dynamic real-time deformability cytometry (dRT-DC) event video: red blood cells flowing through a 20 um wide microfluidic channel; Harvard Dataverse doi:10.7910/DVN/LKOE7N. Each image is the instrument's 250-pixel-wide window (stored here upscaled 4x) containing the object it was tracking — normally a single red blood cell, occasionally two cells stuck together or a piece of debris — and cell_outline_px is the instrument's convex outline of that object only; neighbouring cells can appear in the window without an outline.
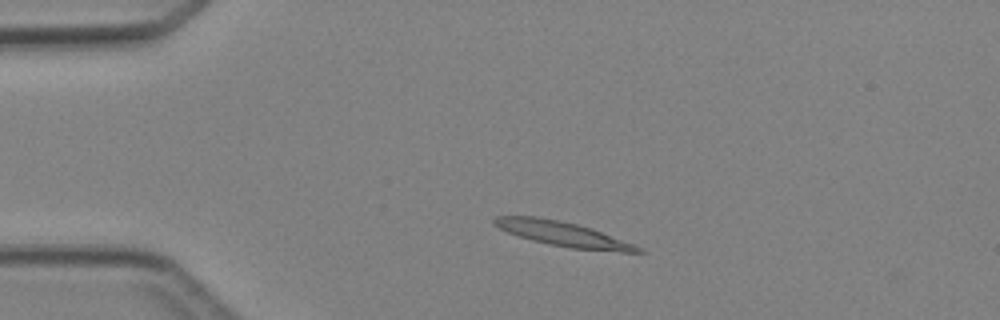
{"species": "Egyptian fruit bat (a non-hibernating species)", "species_latin": "Rousettus aegyptiacus", "temperature_condition": "cold", "stored_images_in_passage": 3, "camera_frame_rate_fps": 3000, "um_per_image_px": 0.085, "animal": {"sex": "female"}, "frame": {"image": 1, "passage_image": 2, "time_ms": 2.0, "image_size_px": [1000, 320], "cell_outline_px": [[644, 252], [620, 252], [572, 248], [532, 240], [508, 232], [492, 224], [492, 220], [496, 216], [536, 216], [560, 220], [592, 228], [644, 248]], "centroid_in_image_um": [47.87, 19.88], "position_along_channel_um": 37.1, "area_um2": 20.46}}